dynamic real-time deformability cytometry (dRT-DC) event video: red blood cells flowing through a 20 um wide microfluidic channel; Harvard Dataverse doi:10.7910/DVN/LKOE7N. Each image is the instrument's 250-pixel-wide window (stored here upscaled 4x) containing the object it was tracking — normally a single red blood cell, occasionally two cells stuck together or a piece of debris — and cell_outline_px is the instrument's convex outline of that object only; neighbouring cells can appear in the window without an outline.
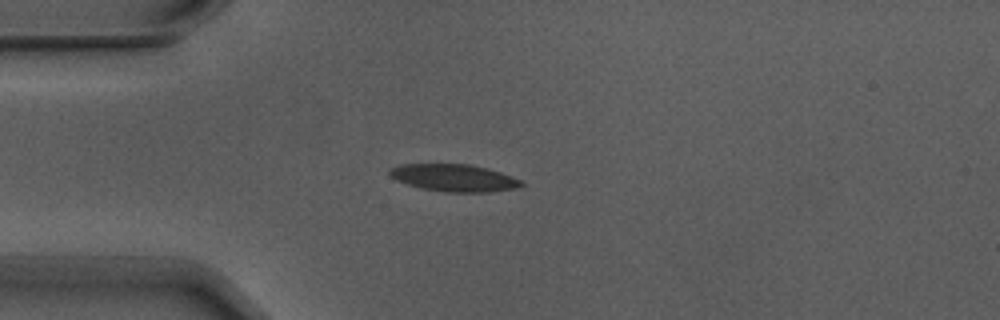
{"species": "Egyptian fruit bat (a non-hibernating species)", "species_latin": "Rousettus aegyptiacus", "temperature_condition": "warm", "stored_images_in_passage": 3, "camera_frame_rate_fps": 3000, "um_per_image_px": 0.085, "animal": {"sex": "male"}, "frame": {"image": 1, "passage_image": 3, "time_ms": 0.667, "image_size_px": [1000, 320], "cell_outline_px": [[524, 184], [516, 188], [488, 192], [444, 192], [420, 188], [396, 180], [388, 172], [392, 168], [400, 164], [468, 164], [488, 168], [500, 172], [520, 180]], "centroid_in_image_um": [38.58, 15.12], "position_along_channel_um": 46.4, "area_um2": 20.75}}